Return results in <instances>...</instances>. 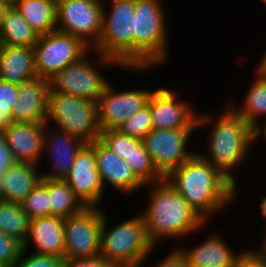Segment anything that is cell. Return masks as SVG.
I'll return each mask as SVG.
<instances>
[{"label": "cell", "mask_w": 266, "mask_h": 267, "mask_svg": "<svg viewBox=\"0 0 266 267\" xmlns=\"http://www.w3.org/2000/svg\"><path fill=\"white\" fill-rule=\"evenodd\" d=\"M165 180L205 221L235 197L234 183L199 153L174 169Z\"/></svg>", "instance_id": "obj_1"}, {"label": "cell", "mask_w": 266, "mask_h": 267, "mask_svg": "<svg viewBox=\"0 0 266 267\" xmlns=\"http://www.w3.org/2000/svg\"><path fill=\"white\" fill-rule=\"evenodd\" d=\"M153 187L149 205L141 214L154 246L160 238H179L202 227L205 221L167 180L157 182Z\"/></svg>", "instance_id": "obj_2"}, {"label": "cell", "mask_w": 266, "mask_h": 267, "mask_svg": "<svg viewBox=\"0 0 266 267\" xmlns=\"http://www.w3.org/2000/svg\"><path fill=\"white\" fill-rule=\"evenodd\" d=\"M160 0H134L133 68L150 69L167 58L168 33Z\"/></svg>", "instance_id": "obj_3"}, {"label": "cell", "mask_w": 266, "mask_h": 267, "mask_svg": "<svg viewBox=\"0 0 266 267\" xmlns=\"http://www.w3.org/2000/svg\"><path fill=\"white\" fill-rule=\"evenodd\" d=\"M223 113L213 125L209 149L211 152L206 156L199 155L220 170L236 187V180L230 171L236 169L247 157L249 148L254 144V129L231 105Z\"/></svg>", "instance_id": "obj_4"}, {"label": "cell", "mask_w": 266, "mask_h": 267, "mask_svg": "<svg viewBox=\"0 0 266 267\" xmlns=\"http://www.w3.org/2000/svg\"><path fill=\"white\" fill-rule=\"evenodd\" d=\"M111 5L109 16L103 11L102 32L92 51L103 66L133 68L134 0H111Z\"/></svg>", "instance_id": "obj_5"}, {"label": "cell", "mask_w": 266, "mask_h": 267, "mask_svg": "<svg viewBox=\"0 0 266 267\" xmlns=\"http://www.w3.org/2000/svg\"><path fill=\"white\" fill-rule=\"evenodd\" d=\"M104 213L100 255L112 267H140L155 246L147 235L142 214L126 220L108 232Z\"/></svg>", "instance_id": "obj_6"}, {"label": "cell", "mask_w": 266, "mask_h": 267, "mask_svg": "<svg viewBox=\"0 0 266 267\" xmlns=\"http://www.w3.org/2000/svg\"><path fill=\"white\" fill-rule=\"evenodd\" d=\"M59 129L79 137L85 143L100 139L98 105L96 102L59 92L48 93L47 118Z\"/></svg>", "instance_id": "obj_7"}, {"label": "cell", "mask_w": 266, "mask_h": 267, "mask_svg": "<svg viewBox=\"0 0 266 267\" xmlns=\"http://www.w3.org/2000/svg\"><path fill=\"white\" fill-rule=\"evenodd\" d=\"M103 11L101 0L62 1L56 8V30L80 39L93 49L102 32Z\"/></svg>", "instance_id": "obj_8"}, {"label": "cell", "mask_w": 266, "mask_h": 267, "mask_svg": "<svg viewBox=\"0 0 266 267\" xmlns=\"http://www.w3.org/2000/svg\"><path fill=\"white\" fill-rule=\"evenodd\" d=\"M89 49L80 39L57 30L40 35L34 46L37 77L49 80L63 68L86 56Z\"/></svg>", "instance_id": "obj_9"}, {"label": "cell", "mask_w": 266, "mask_h": 267, "mask_svg": "<svg viewBox=\"0 0 266 267\" xmlns=\"http://www.w3.org/2000/svg\"><path fill=\"white\" fill-rule=\"evenodd\" d=\"M104 211L85 207L64 219V259L93 257L100 254Z\"/></svg>", "instance_id": "obj_10"}, {"label": "cell", "mask_w": 266, "mask_h": 267, "mask_svg": "<svg viewBox=\"0 0 266 267\" xmlns=\"http://www.w3.org/2000/svg\"><path fill=\"white\" fill-rule=\"evenodd\" d=\"M153 129H196L213 122L210 115H198L187 102H179L174 91L159 88L149 96Z\"/></svg>", "instance_id": "obj_11"}, {"label": "cell", "mask_w": 266, "mask_h": 267, "mask_svg": "<svg viewBox=\"0 0 266 267\" xmlns=\"http://www.w3.org/2000/svg\"><path fill=\"white\" fill-rule=\"evenodd\" d=\"M193 130L152 129L142 139L155 167L164 178L195 154L186 148Z\"/></svg>", "instance_id": "obj_12"}, {"label": "cell", "mask_w": 266, "mask_h": 267, "mask_svg": "<svg viewBox=\"0 0 266 267\" xmlns=\"http://www.w3.org/2000/svg\"><path fill=\"white\" fill-rule=\"evenodd\" d=\"M46 123L13 122L0 137V158L38 166L44 148Z\"/></svg>", "instance_id": "obj_13"}, {"label": "cell", "mask_w": 266, "mask_h": 267, "mask_svg": "<svg viewBox=\"0 0 266 267\" xmlns=\"http://www.w3.org/2000/svg\"><path fill=\"white\" fill-rule=\"evenodd\" d=\"M82 57L49 79V92H59L98 102L108 83L91 61Z\"/></svg>", "instance_id": "obj_14"}, {"label": "cell", "mask_w": 266, "mask_h": 267, "mask_svg": "<svg viewBox=\"0 0 266 267\" xmlns=\"http://www.w3.org/2000/svg\"><path fill=\"white\" fill-rule=\"evenodd\" d=\"M65 182L86 207L99 206L105 189L96 166L94 142L78 152Z\"/></svg>", "instance_id": "obj_15"}, {"label": "cell", "mask_w": 266, "mask_h": 267, "mask_svg": "<svg viewBox=\"0 0 266 267\" xmlns=\"http://www.w3.org/2000/svg\"><path fill=\"white\" fill-rule=\"evenodd\" d=\"M151 91L133 90L116 92L110 83L100 96L98 105V122L101 131L117 129L124 121L144 107Z\"/></svg>", "instance_id": "obj_16"}, {"label": "cell", "mask_w": 266, "mask_h": 267, "mask_svg": "<svg viewBox=\"0 0 266 267\" xmlns=\"http://www.w3.org/2000/svg\"><path fill=\"white\" fill-rule=\"evenodd\" d=\"M37 167L0 158V200L21 204L43 179Z\"/></svg>", "instance_id": "obj_17"}, {"label": "cell", "mask_w": 266, "mask_h": 267, "mask_svg": "<svg viewBox=\"0 0 266 267\" xmlns=\"http://www.w3.org/2000/svg\"><path fill=\"white\" fill-rule=\"evenodd\" d=\"M18 100L12 109L14 122L46 123L49 80L35 77L18 85Z\"/></svg>", "instance_id": "obj_18"}, {"label": "cell", "mask_w": 266, "mask_h": 267, "mask_svg": "<svg viewBox=\"0 0 266 267\" xmlns=\"http://www.w3.org/2000/svg\"><path fill=\"white\" fill-rule=\"evenodd\" d=\"M94 155L104 187L108 181L116 190L126 194L146 186L125 160L119 158L100 140L94 141Z\"/></svg>", "instance_id": "obj_19"}, {"label": "cell", "mask_w": 266, "mask_h": 267, "mask_svg": "<svg viewBox=\"0 0 266 267\" xmlns=\"http://www.w3.org/2000/svg\"><path fill=\"white\" fill-rule=\"evenodd\" d=\"M47 128L46 124L43 145L44 147L48 145L47 150H49L48 153L50 159H52L51 163L53 165L52 168L54 167V169L50 174L45 173L42 176L48 180L65 181L70 173L76 155L86 143L79 137L71 135L62 129L58 128V130L53 132H47ZM46 133L49 136H47Z\"/></svg>", "instance_id": "obj_20"}, {"label": "cell", "mask_w": 266, "mask_h": 267, "mask_svg": "<svg viewBox=\"0 0 266 267\" xmlns=\"http://www.w3.org/2000/svg\"><path fill=\"white\" fill-rule=\"evenodd\" d=\"M31 241L37 247L36 254L64 258V219L57 216L31 219L23 249L28 250Z\"/></svg>", "instance_id": "obj_21"}, {"label": "cell", "mask_w": 266, "mask_h": 267, "mask_svg": "<svg viewBox=\"0 0 266 267\" xmlns=\"http://www.w3.org/2000/svg\"><path fill=\"white\" fill-rule=\"evenodd\" d=\"M35 77L34 47L1 45L0 79L19 85Z\"/></svg>", "instance_id": "obj_22"}, {"label": "cell", "mask_w": 266, "mask_h": 267, "mask_svg": "<svg viewBox=\"0 0 266 267\" xmlns=\"http://www.w3.org/2000/svg\"><path fill=\"white\" fill-rule=\"evenodd\" d=\"M182 251L189 267H233L238 256L217 234L210 236L190 251L183 248Z\"/></svg>", "instance_id": "obj_23"}, {"label": "cell", "mask_w": 266, "mask_h": 267, "mask_svg": "<svg viewBox=\"0 0 266 267\" xmlns=\"http://www.w3.org/2000/svg\"><path fill=\"white\" fill-rule=\"evenodd\" d=\"M39 36L30 23L11 4L5 13L0 27V44L34 47L38 42Z\"/></svg>", "instance_id": "obj_24"}, {"label": "cell", "mask_w": 266, "mask_h": 267, "mask_svg": "<svg viewBox=\"0 0 266 267\" xmlns=\"http://www.w3.org/2000/svg\"><path fill=\"white\" fill-rule=\"evenodd\" d=\"M19 13L39 34L56 31L57 5L49 0H12Z\"/></svg>", "instance_id": "obj_25"}, {"label": "cell", "mask_w": 266, "mask_h": 267, "mask_svg": "<svg viewBox=\"0 0 266 267\" xmlns=\"http://www.w3.org/2000/svg\"><path fill=\"white\" fill-rule=\"evenodd\" d=\"M85 207L65 181L49 180V216L66 219Z\"/></svg>", "instance_id": "obj_26"}, {"label": "cell", "mask_w": 266, "mask_h": 267, "mask_svg": "<svg viewBox=\"0 0 266 267\" xmlns=\"http://www.w3.org/2000/svg\"><path fill=\"white\" fill-rule=\"evenodd\" d=\"M30 220L21 204L0 200V231L2 233L15 238L23 245L28 236Z\"/></svg>", "instance_id": "obj_27"}, {"label": "cell", "mask_w": 266, "mask_h": 267, "mask_svg": "<svg viewBox=\"0 0 266 267\" xmlns=\"http://www.w3.org/2000/svg\"><path fill=\"white\" fill-rule=\"evenodd\" d=\"M256 80L249 88L243 106L231 107L253 129L259 126V116L266 115V79L256 76Z\"/></svg>", "instance_id": "obj_28"}, {"label": "cell", "mask_w": 266, "mask_h": 267, "mask_svg": "<svg viewBox=\"0 0 266 267\" xmlns=\"http://www.w3.org/2000/svg\"><path fill=\"white\" fill-rule=\"evenodd\" d=\"M125 162L146 186L165 179L158 172L142 141L136 147H133L132 153L126 158Z\"/></svg>", "instance_id": "obj_29"}, {"label": "cell", "mask_w": 266, "mask_h": 267, "mask_svg": "<svg viewBox=\"0 0 266 267\" xmlns=\"http://www.w3.org/2000/svg\"><path fill=\"white\" fill-rule=\"evenodd\" d=\"M21 205L30 219L49 216V180L43 178Z\"/></svg>", "instance_id": "obj_30"}, {"label": "cell", "mask_w": 266, "mask_h": 267, "mask_svg": "<svg viewBox=\"0 0 266 267\" xmlns=\"http://www.w3.org/2000/svg\"><path fill=\"white\" fill-rule=\"evenodd\" d=\"M119 158L126 160L132 153L133 147H136L142 140L125 135L117 129L102 131L99 139Z\"/></svg>", "instance_id": "obj_31"}, {"label": "cell", "mask_w": 266, "mask_h": 267, "mask_svg": "<svg viewBox=\"0 0 266 267\" xmlns=\"http://www.w3.org/2000/svg\"><path fill=\"white\" fill-rule=\"evenodd\" d=\"M153 129L152 116L149 107V99L147 104L137 111L134 115L124 121L117 130L125 135L143 139L146 134Z\"/></svg>", "instance_id": "obj_32"}, {"label": "cell", "mask_w": 266, "mask_h": 267, "mask_svg": "<svg viewBox=\"0 0 266 267\" xmlns=\"http://www.w3.org/2000/svg\"><path fill=\"white\" fill-rule=\"evenodd\" d=\"M18 85L0 79V118L8 126L13 123L12 109L18 100Z\"/></svg>", "instance_id": "obj_33"}, {"label": "cell", "mask_w": 266, "mask_h": 267, "mask_svg": "<svg viewBox=\"0 0 266 267\" xmlns=\"http://www.w3.org/2000/svg\"><path fill=\"white\" fill-rule=\"evenodd\" d=\"M22 250L19 241L0 231V264L15 267Z\"/></svg>", "instance_id": "obj_34"}, {"label": "cell", "mask_w": 266, "mask_h": 267, "mask_svg": "<svg viewBox=\"0 0 266 267\" xmlns=\"http://www.w3.org/2000/svg\"><path fill=\"white\" fill-rule=\"evenodd\" d=\"M25 251V249L21 251L15 267H63L64 265V258L36 253L23 257L26 254Z\"/></svg>", "instance_id": "obj_35"}, {"label": "cell", "mask_w": 266, "mask_h": 267, "mask_svg": "<svg viewBox=\"0 0 266 267\" xmlns=\"http://www.w3.org/2000/svg\"><path fill=\"white\" fill-rule=\"evenodd\" d=\"M233 267H266V260L255 250L239 252Z\"/></svg>", "instance_id": "obj_36"}, {"label": "cell", "mask_w": 266, "mask_h": 267, "mask_svg": "<svg viewBox=\"0 0 266 267\" xmlns=\"http://www.w3.org/2000/svg\"><path fill=\"white\" fill-rule=\"evenodd\" d=\"M63 267H112L100 254L93 257L64 259Z\"/></svg>", "instance_id": "obj_37"}, {"label": "cell", "mask_w": 266, "mask_h": 267, "mask_svg": "<svg viewBox=\"0 0 266 267\" xmlns=\"http://www.w3.org/2000/svg\"><path fill=\"white\" fill-rule=\"evenodd\" d=\"M155 267H189L187 259L181 248L175 249L166 259L158 263Z\"/></svg>", "instance_id": "obj_38"}, {"label": "cell", "mask_w": 266, "mask_h": 267, "mask_svg": "<svg viewBox=\"0 0 266 267\" xmlns=\"http://www.w3.org/2000/svg\"><path fill=\"white\" fill-rule=\"evenodd\" d=\"M12 0H0V27L7 9L11 6Z\"/></svg>", "instance_id": "obj_39"}, {"label": "cell", "mask_w": 266, "mask_h": 267, "mask_svg": "<svg viewBox=\"0 0 266 267\" xmlns=\"http://www.w3.org/2000/svg\"><path fill=\"white\" fill-rule=\"evenodd\" d=\"M257 75L260 77L266 79V53L263 56L261 63H259L257 68Z\"/></svg>", "instance_id": "obj_40"}, {"label": "cell", "mask_w": 266, "mask_h": 267, "mask_svg": "<svg viewBox=\"0 0 266 267\" xmlns=\"http://www.w3.org/2000/svg\"><path fill=\"white\" fill-rule=\"evenodd\" d=\"M261 135H263V137H266V120L265 125H263V128H260L259 126L254 128V142H257L258 138L261 137Z\"/></svg>", "instance_id": "obj_41"}, {"label": "cell", "mask_w": 266, "mask_h": 267, "mask_svg": "<svg viewBox=\"0 0 266 267\" xmlns=\"http://www.w3.org/2000/svg\"><path fill=\"white\" fill-rule=\"evenodd\" d=\"M266 230V229H265ZM266 232V231H265ZM266 234V233H265ZM264 234V241L262 242L263 244H262V248L260 247V250L258 251V250H256V252L262 257V258H264L265 260H266V235Z\"/></svg>", "instance_id": "obj_42"}, {"label": "cell", "mask_w": 266, "mask_h": 267, "mask_svg": "<svg viewBox=\"0 0 266 267\" xmlns=\"http://www.w3.org/2000/svg\"><path fill=\"white\" fill-rule=\"evenodd\" d=\"M261 213L266 219V196L262 199V202L260 203ZM266 224V223H265Z\"/></svg>", "instance_id": "obj_43"}, {"label": "cell", "mask_w": 266, "mask_h": 267, "mask_svg": "<svg viewBox=\"0 0 266 267\" xmlns=\"http://www.w3.org/2000/svg\"><path fill=\"white\" fill-rule=\"evenodd\" d=\"M5 127L6 125L1 121V118H0V137L5 130Z\"/></svg>", "instance_id": "obj_44"}, {"label": "cell", "mask_w": 266, "mask_h": 267, "mask_svg": "<svg viewBox=\"0 0 266 267\" xmlns=\"http://www.w3.org/2000/svg\"><path fill=\"white\" fill-rule=\"evenodd\" d=\"M49 1H52L53 3H55L56 5L62 1H65V0H49Z\"/></svg>", "instance_id": "obj_45"}, {"label": "cell", "mask_w": 266, "mask_h": 267, "mask_svg": "<svg viewBox=\"0 0 266 267\" xmlns=\"http://www.w3.org/2000/svg\"><path fill=\"white\" fill-rule=\"evenodd\" d=\"M0 267H9V266H7V265H3V264H0Z\"/></svg>", "instance_id": "obj_46"}]
</instances>
